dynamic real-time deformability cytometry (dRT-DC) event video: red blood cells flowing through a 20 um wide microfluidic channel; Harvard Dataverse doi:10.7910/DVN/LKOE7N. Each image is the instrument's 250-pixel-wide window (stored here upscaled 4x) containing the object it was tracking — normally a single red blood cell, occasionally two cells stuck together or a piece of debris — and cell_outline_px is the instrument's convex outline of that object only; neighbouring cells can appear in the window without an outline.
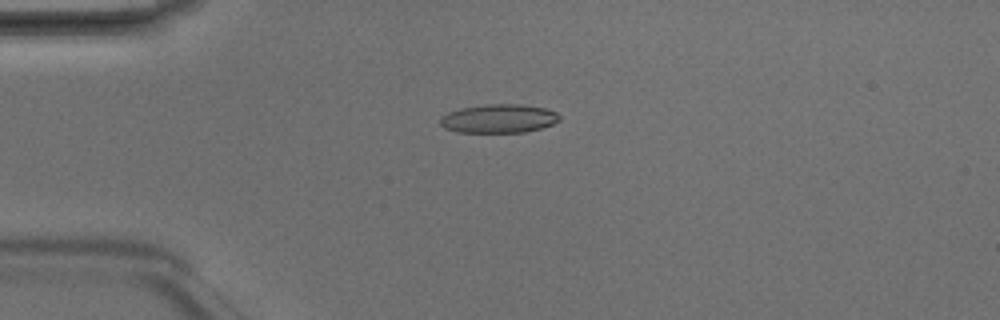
{"species": "Egyptian fruit bat (a non-hibernating species)", "species_latin": "Rousettus aegyptiacus", "temperature_condition": "room temperature", "stored_images_in_passage": 3, "camera_frame_rate_fps": 3000, "um_per_image_px": 0.085, "animal": {"sex": "male"}, "frame": {"image": 1, "passage_image": 1, "time_ms": 0.0, "image_size_px": [1000, 320], "cell_outline_px": [[560, 120], [552, 124], [540, 128], [524, 132], [456, 132], [444, 128], [440, 124], [440, 116], [448, 112], [460, 108], [488, 104], [520, 104], [544, 108], [556, 112], [560, 116]], "centroid_in_image_um": [42.36, 10.08], "position_along_channel_um": 42.6, "area_um2": 19.94}}